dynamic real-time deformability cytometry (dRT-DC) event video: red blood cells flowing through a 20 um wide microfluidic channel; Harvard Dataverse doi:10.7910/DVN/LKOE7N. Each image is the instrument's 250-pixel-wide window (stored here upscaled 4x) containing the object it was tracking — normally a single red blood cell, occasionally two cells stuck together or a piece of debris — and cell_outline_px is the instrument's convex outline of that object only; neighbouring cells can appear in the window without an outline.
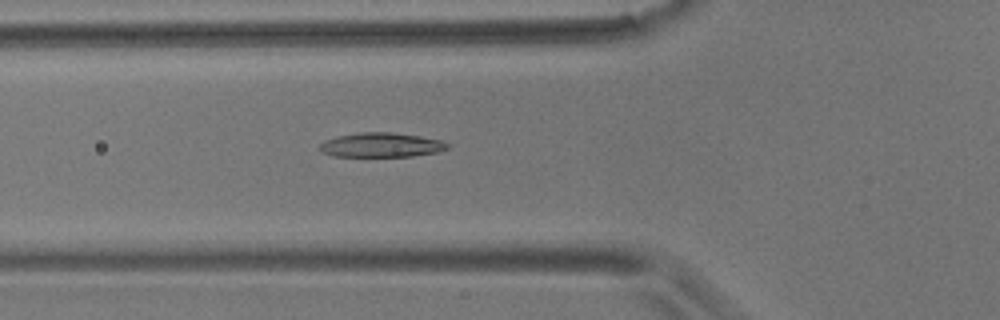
{"species": "common noctule bat (a hibernating species)", "species_latin": "Nyctalus noctula", "temperature_condition": "room temperature", "stored_images_in_passage": 5, "camera_frame_rate_fps": 3000, "um_per_image_px": 0.085, "animal": {"sex": "male", "body_mass_g": 17.9}, "frame": {"image": 1, "passage_image": 5, "time_ms": 4.667, "image_size_px": [1000, 320], "cell_outline_px": [[448, 148], [440, 152], [412, 156], [332, 156], [320, 152], [320, 144], [324, 140], [336, 136], [360, 132], [392, 132], [420, 136], [440, 140], [448, 144]], "centroid_in_image_um": [32.38, 12.32], "position_along_channel_um": 93.4, "area_um2": 18.26}}